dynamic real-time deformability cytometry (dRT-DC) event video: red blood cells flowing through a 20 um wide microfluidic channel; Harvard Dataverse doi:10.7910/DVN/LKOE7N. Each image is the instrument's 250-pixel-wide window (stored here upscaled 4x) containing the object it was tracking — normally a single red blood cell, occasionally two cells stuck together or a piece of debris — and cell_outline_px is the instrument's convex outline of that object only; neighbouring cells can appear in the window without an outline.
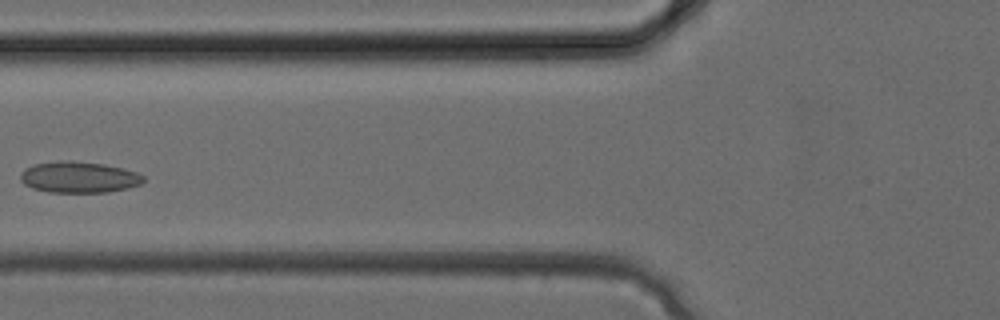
{"species": "common noctule bat (a hibernating species)", "species_latin": "Nyctalus noctula", "temperature_condition": "cold", "stored_images_in_passage": 30, "camera_frame_rate_fps": 3000, "um_per_image_px": 0.085, "animal": {"sex": "female", "body_mass_g": 24.6, "forearm_length_mm": 56.2}, "frame": {"image": 1, "passage_image": 10, "time_ms": 3.0, "image_size_px": [1000, 320], "cell_outline_px": [[144, 180], [140, 184], [128, 188], [108, 192], [48, 192], [32, 188], [24, 184], [20, 180], [20, 172], [24, 168], [32, 164], [104, 164], [136, 172], [144, 176]], "centroid_in_image_um": [6.71, 15.12], "position_along_channel_um": 119.1, "area_um2": 21.33}}
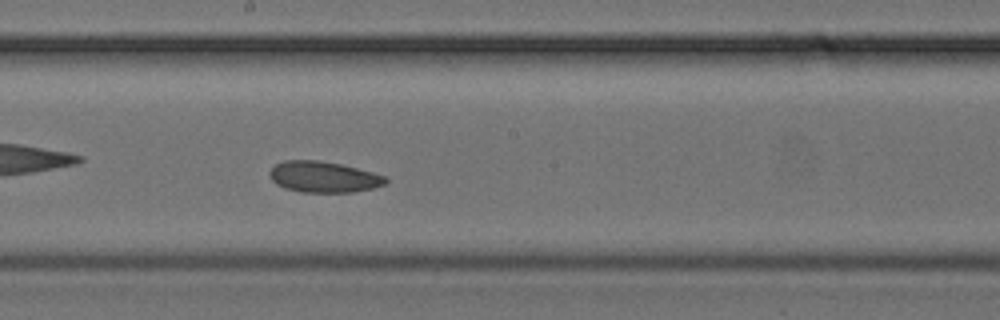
{"frame": {"image": 2, "passage_image": 15, "time_ms": 4.667, "image_size_px": [1000, 320], "cell_outline_px": [[388, 180], [384, 184], [372, 188], [352, 192], [300, 192], [284, 188], [276, 184], [272, 180], [268, 172], [276, 164], [284, 160], [316, 160], [340, 164], [372, 172], [384, 176]], "centroid_in_image_um": [27.46, 15.04], "position_along_channel_um": 220.7, "area_um2": 20.81}}
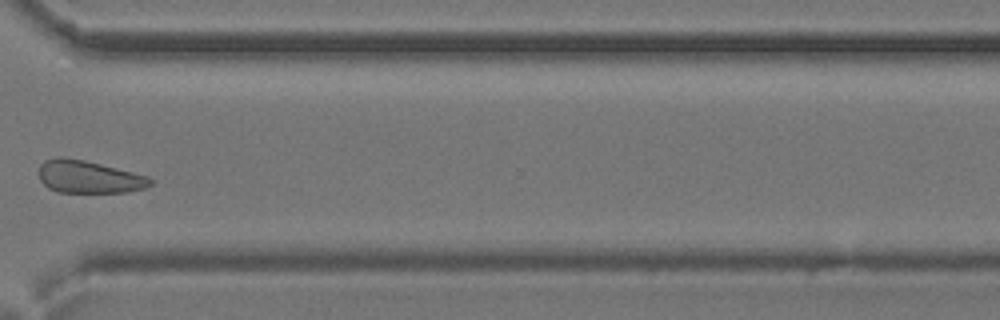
{"frame": {"image": 3, "passage_image": 22, "time_ms": 7.0, "image_size_px": [1000, 320], "cell_outline_px": [[152, 184], [144, 188], [128, 192], [60, 192], [48, 188], [40, 180], [40, 164], [44, 160], [60, 156], [84, 160], [148, 176], [152, 180]], "centroid_in_image_um": [7.54, 15.03], "position_along_channel_um": 363.1, "area_um2": 20.98}}